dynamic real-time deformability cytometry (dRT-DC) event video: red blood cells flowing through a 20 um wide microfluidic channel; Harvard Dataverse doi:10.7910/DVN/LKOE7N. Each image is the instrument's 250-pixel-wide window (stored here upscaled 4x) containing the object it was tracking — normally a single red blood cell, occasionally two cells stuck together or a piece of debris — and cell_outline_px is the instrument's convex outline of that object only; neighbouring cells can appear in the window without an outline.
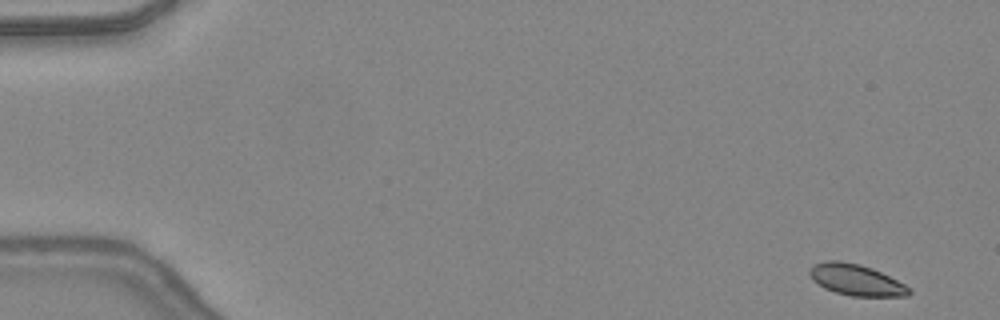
{"species": "common noctule bat (a hibernating species)", "species_latin": "Nyctalus noctula", "temperature_condition": "warm", "stored_images_in_passage": 46, "camera_frame_rate_fps": 3000, "um_per_image_px": 0.085, "animal": {"sex": "female", "body_mass_g": 24.6, "forearm_length_mm": 56.2}, "frame": {"image": 1, "passage_image": 1, "time_ms": 0.0, "image_size_px": [1000, 320], "cell_outline_px": [[912, 292], [908, 296], [852, 296], [836, 292], [824, 288], [812, 280], [808, 272], [812, 264], [828, 260], [840, 260], [860, 264], [872, 268], [912, 288]], "centroid_in_image_um": [72.75, 23.78], "position_along_channel_um": 12.3, "area_um2": 18.15}}
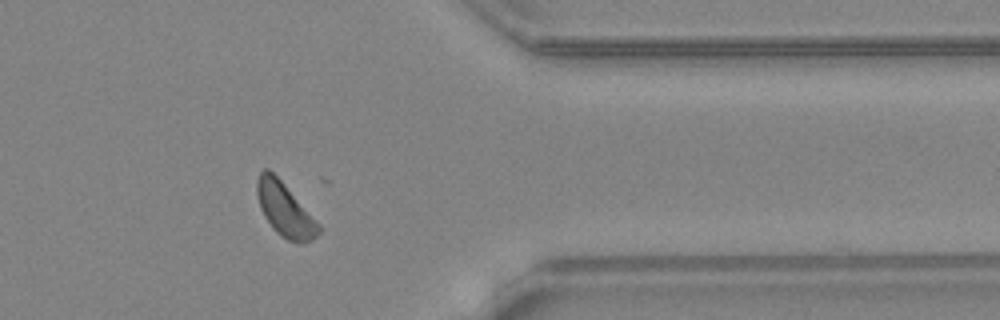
{"frame": {"image": 2, "passage_image": 38, "time_ms": 12.333, "image_size_px": [1000, 320], "cell_outline_px": [[320, 232], [312, 240], [304, 244], [300, 244], [288, 240], [280, 236], [272, 228], [264, 216], [260, 208], [256, 192], [256, 180], [260, 172], [264, 168], [268, 168], [284, 184], [320, 224]], "centroid_in_image_um": [24.2, 17.84], "position_along_channel_um": 387.2, "area_um2": 19.31}}
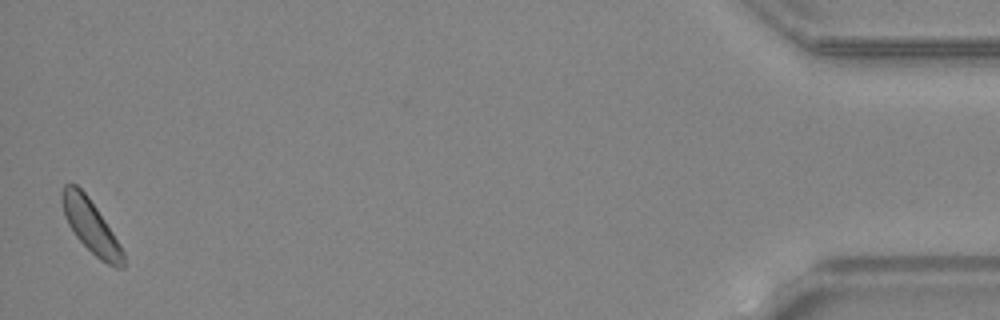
{"frame": {"image": 3, "passage_image": 46, "time_ms": 15.0, "image_size_px": [1000, 320], "cell_outline_px": [[124, 268], [116, 268], [100, 260], [76, 236], [68, 224], [64, 216], [60, 196], [60, 192], [64, 184], [76, 184], [88, 196], [120, 244], [124, 252]], "centroid_in_image_um": [7.7, 19.21], "position_along_channel_um": 427.5, "area_um2": 18.73}}